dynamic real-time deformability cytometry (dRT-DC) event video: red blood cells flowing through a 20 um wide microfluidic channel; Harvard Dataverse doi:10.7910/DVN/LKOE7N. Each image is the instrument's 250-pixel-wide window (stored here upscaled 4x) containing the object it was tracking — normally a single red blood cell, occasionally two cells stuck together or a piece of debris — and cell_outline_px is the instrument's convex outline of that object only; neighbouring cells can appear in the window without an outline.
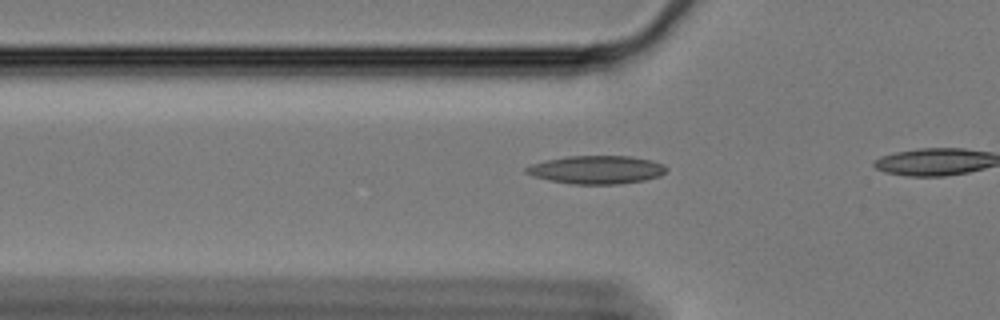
{"species": "Egyptian fruit bat (a non-hibernating species)", "species_latin": "Rousettus aegyptiacus", "temperature_condition": "cold", "stored_images_in_passage": 8, "camera_frame_rate_fps": 3000, "um_per_image_px": 0.085, "animal": {"sex": "female"}, "frame": {"image": 1, "passage_image": 5, "time_ms": 1.333, "image_size_px": [1000, 320], "cell_outline_px": [[668, 168], [660, 176], [644, 180], [616, 184], [572, 184], [552, 180], [536, 176], [524, 172], [524, 168], [532, 164], [548, 160], [568, 156], [632, 156], [652, 160], [664, 164]], "centroid_in_image_um": [50.76, 14.42], "position_along_channel_um": 75.0, "area_um2": 22.83}}